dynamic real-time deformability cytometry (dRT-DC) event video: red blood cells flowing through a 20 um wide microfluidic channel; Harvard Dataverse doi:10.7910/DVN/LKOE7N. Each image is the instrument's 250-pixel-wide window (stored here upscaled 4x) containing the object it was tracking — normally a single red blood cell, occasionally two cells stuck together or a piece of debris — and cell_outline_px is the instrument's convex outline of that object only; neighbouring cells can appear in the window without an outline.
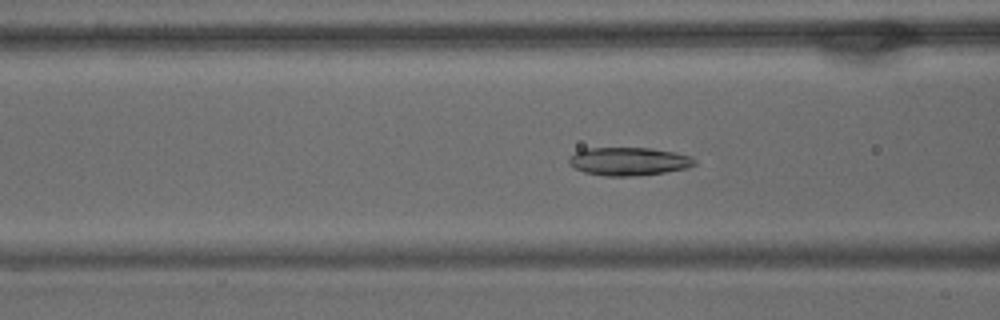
{"species": "common noctule bat (a hibernating species)", "species_latin": "Nyctalus noctula", "temperature_condition": "warm", "stored_images_in_passage": 58, "camera_frame_rate_fps": 3000, "um_per_image_px": 0.085, "animal": {"sex": "male", "body_mass_g": 15.6}, "frame": {"image": 1, "passage_image": 22, "time_ms": 7.0, "image_size_px": [1000, 320], "cell_outline_px": [[696, 164], [684, 168], [664, 172], [632, 176], [604, 176], [584, 172], [568, 164], [568, 156], [584, 148], [652, 148], [676, 152], [692, 156], [696, 160]], "centroid_in_image_um": [53.42, 13.7], "position_along_channel_um": 113.2, "area_um2": 20.69}}
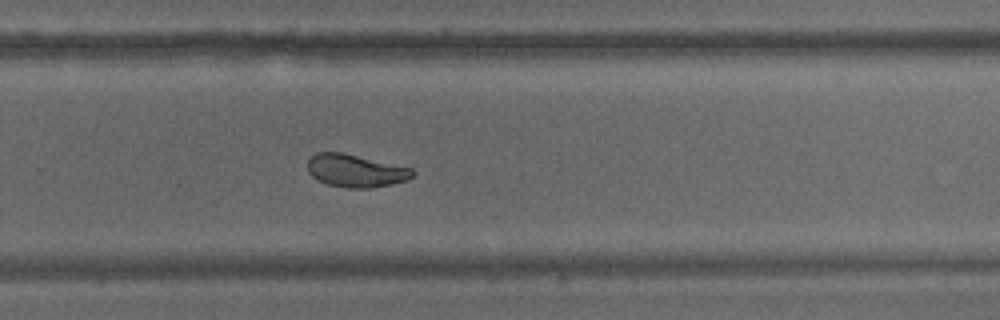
{"frame": {"image": 2, "passage_image": 38, "time_ms": 12.333, "image_size_px": [1000, 320], "cell_outline_px": [[416, 172], [408, 180], [372, 188], [348, 188], [328, 184], [312, 176], [308, 172], [308, 160], [316, 152], [344, 152], [412, 168]], "centroid_in_image_um": [30.24, 14.5], "position_along_channel_um": 299.6, "area_um2": 20.06}}
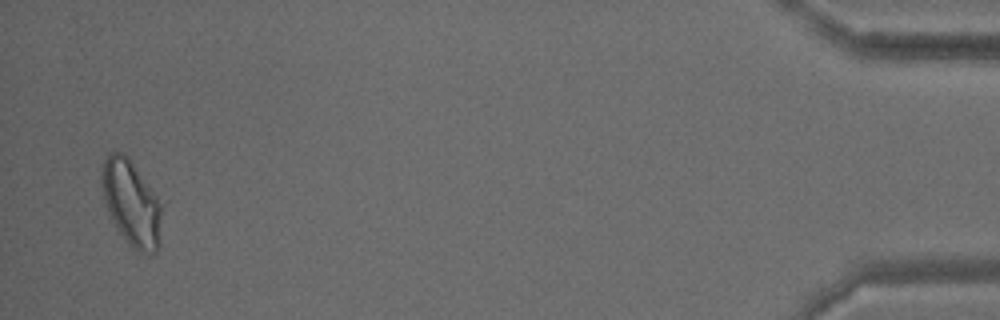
{"frame": {"image": 3, "passage_image": 56, "time_ms": 18.333, "image_size_px": [1000, 320], "cell_outline_px": [[168, 200], [160, 248], [156, 252], [148, 256], [136, 252], [128, 244], [112, 220], [104, 196], [100, 180], [100, 164], [108, 152], [120, 152], [128, 156]], "centroid_in_image_um": [11.34, 17.25], "position_along_channel_um": 423.9, "area_um2": 32.83}, "authors_computed_cell_mechanics": {"area_um2": 22.4842, "velocity_mm_per_s": 3.4971, "shape_relaxation_time_tau1_ms": 5.0505, "shape_relaxation_time_tau2_ms": 2.139, "deformation_change_tau1": 0.1633, "deformation_change_tau2": 0.076}}